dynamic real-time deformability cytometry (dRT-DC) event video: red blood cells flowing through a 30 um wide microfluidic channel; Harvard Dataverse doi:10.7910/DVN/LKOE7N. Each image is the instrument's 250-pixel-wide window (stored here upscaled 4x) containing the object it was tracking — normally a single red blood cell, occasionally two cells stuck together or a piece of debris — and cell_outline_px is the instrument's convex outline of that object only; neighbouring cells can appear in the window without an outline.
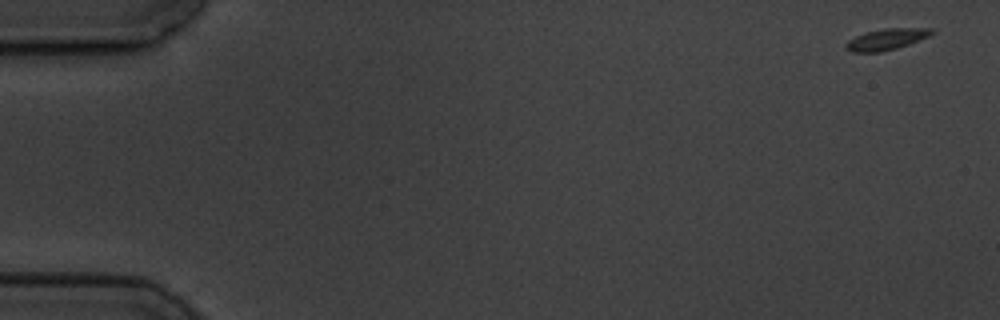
{"species": "common noctule bat (a hibernating species)", "species_latin": "Nyctalus noctula", "temperature_condition": "cold", "stored_images_in_passage": 9, "camera_frame_rate_fps": 3000, "um_per_image_px": 0.085, "animal": {"sex": "male", "body_mass_g": 19.5, "forearm_length_mm": 54.6}, "frame": {"image": 1, "passage_image": 1, "time_ms": 0.0, "image_size_px": [1000, 320], "cell_outline_px": [[936, 32], [928, 36], [908, 44], [896, 48], [880, 52], [852, 52], [844, 48], [844, 44], [848, 40], [864, 32], [884, 28], [932, 28]], "centroid_in_image_um": [75.31, 3.33], "position_along_channel_um": 9.7, "area_um2": 10.64}}
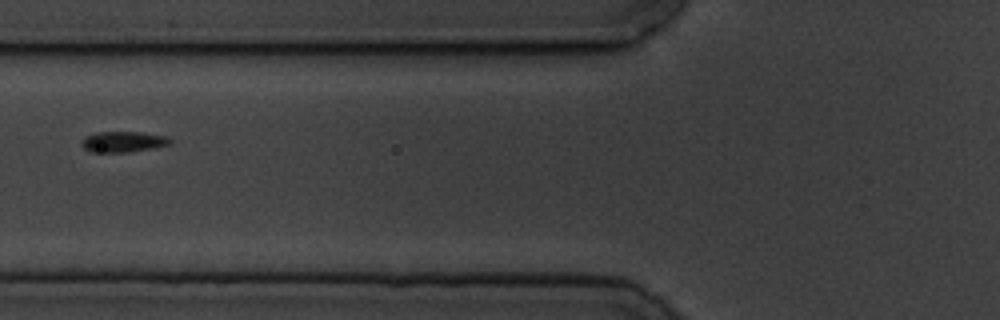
{"frame": {"image": 2, "passage_image": 7, "time_ms": 7.0, "image_size_px": [1000, 320], "cell_outline_px": [[172, 144], [156, 148], [128, 152], [88, 152], [80, 144], [80, 140], [84, 136], [96, 132], [140, 132], [168, 136], [172, 140]], "centroid_in_image_um": [10.46, 12.05], "position_along_channel_um": 115.3, "area_um2": 11.04}}
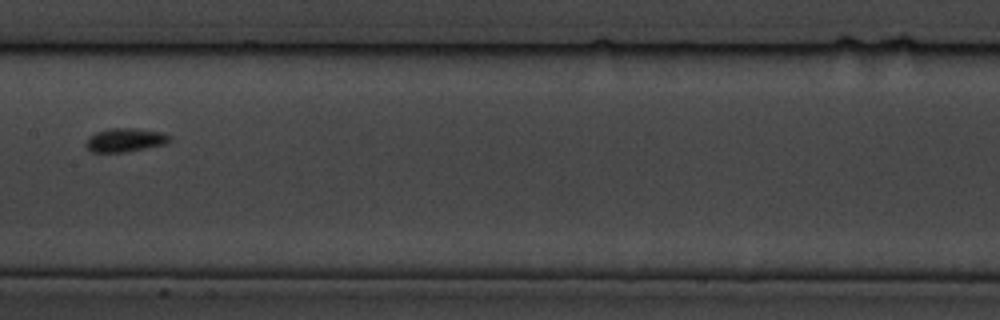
{"frame": {"image": 3, "passage_image": 9, "time_ms": 9.333, "image_size_px": [1000, 320], "cell_outline_px": [[172, 140], [168, 144], [124, 152], [92, 152], [84, 144], [88, 136], [96, 132], [112, 128], [132, 128], [164, 132], [172, 136]], "centroid_in_image_um": [10.68, 11.9], "position_along_channel_um": 196.7, "area_um2": 11.73}}